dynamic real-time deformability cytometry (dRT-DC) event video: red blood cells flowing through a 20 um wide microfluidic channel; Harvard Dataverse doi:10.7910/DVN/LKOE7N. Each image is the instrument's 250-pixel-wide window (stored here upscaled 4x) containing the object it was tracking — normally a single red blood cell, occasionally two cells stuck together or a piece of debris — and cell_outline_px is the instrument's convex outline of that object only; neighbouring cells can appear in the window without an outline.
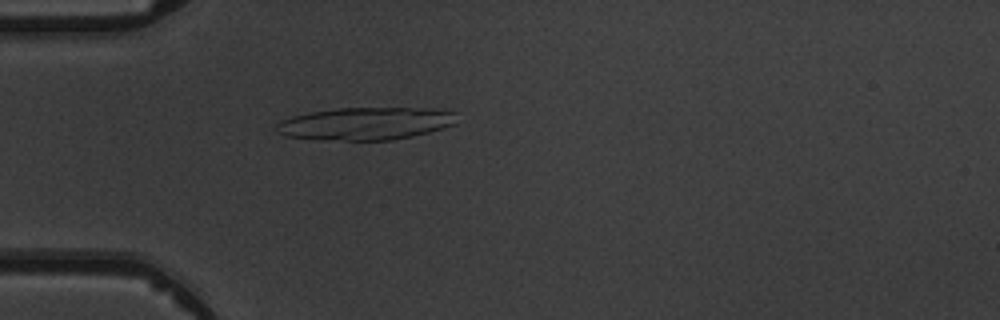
{"species": "common noctule bat (a hibernating species)", "species_latin": "Nyctalus noctula", "temperature_condition": "warm", "stored_images_in_passage": 5, "camera_frame_rate_fps": 3000, "um_per_image_px": 0.085, "animal": {"sex": "male", "body_mass_g": 19.5, "forearm_length_mm": 54.6}, "frame": {"image": 1, "passage_image": 5, "time_ms": 4.667, "image_size_px": [1000, 320], "cell_outline_px": [[456, 124], [444, 128], [412, 136], [392, 140], [344, 140], [288, 136], [276, 132], [276, 124], [280, 120], [292, 116], [312, 112], [336, 108], [436, 108], [456, 112]], "centroid_in_image_um": [31.14, 10.49], "position_along_channel_um": 53.9, "area_um2": 34.16}}